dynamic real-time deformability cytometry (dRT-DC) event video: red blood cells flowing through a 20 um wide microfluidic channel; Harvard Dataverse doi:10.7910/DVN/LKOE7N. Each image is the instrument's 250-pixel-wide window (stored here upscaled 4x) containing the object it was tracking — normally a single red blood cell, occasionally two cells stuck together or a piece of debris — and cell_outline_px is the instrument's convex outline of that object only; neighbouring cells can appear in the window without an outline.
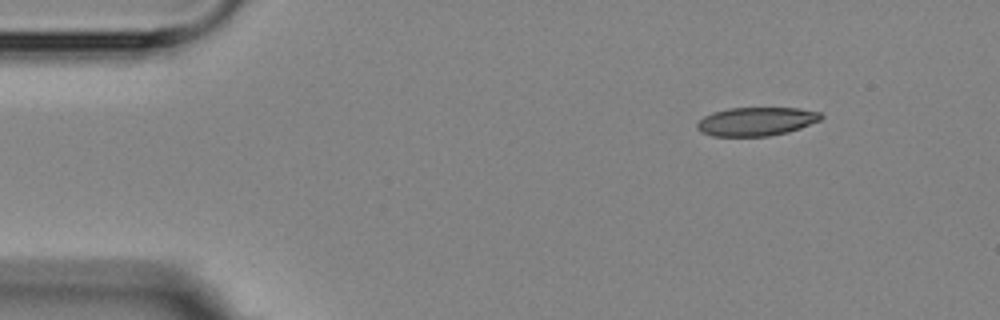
{"species": "Egyptian fruit bat (a non-hibernating species)", "species_latin": "Rousettus aegyptiacus", "temperature_condition": "room temperature", "stored_images_in_passage": 8, "camera_frame_rate_fps": 3000, "um_per_image_px": 0.085, "animal": {"sex": "female"}, "frame": {"image": 1, "passage_image": 1, "time_ms": 0.0, "image_size_px": [1000, 320], "cell_outline_px": [[824, 116], [820, 120], [800, 128], [788, 132], [768, 136], [712, 136], [700, 132], [696, 128], [696, 124], [704, 116], [712, 112], [728, 108], [800, 108], [820, 112]], "centroid_in_image_um": [64.27, 10.32], "position_along_channel_um": 20.7, "area_um2": 20.75}}
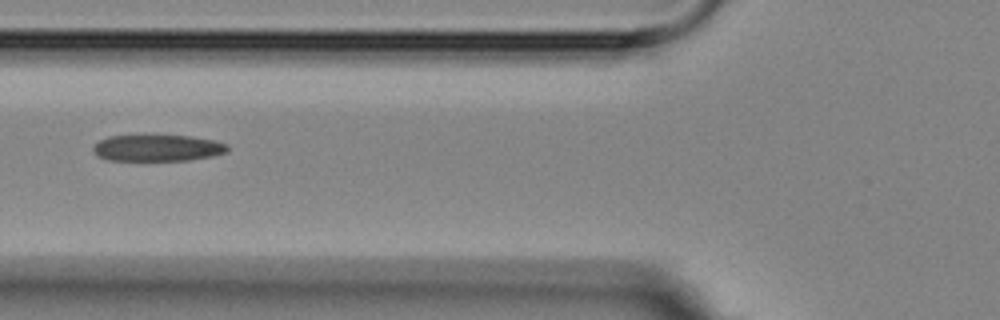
{"frame": {"image": 2, "passage_image": 5, "time_ms": 4.667, "image_size_px": [1000, 320], "cell_outline_px": [[228, 152], [212, 156], [188, 160], [108, 160], [96, 156], [92, 152], [92, 148], [100, 140], [108, 136], [192, 136], [212, 140], [228, 144]], "centroid_in_image_um": [13.38, 12.58], "position_along_channel_um": 112.4, "area_um2": 20.63}}
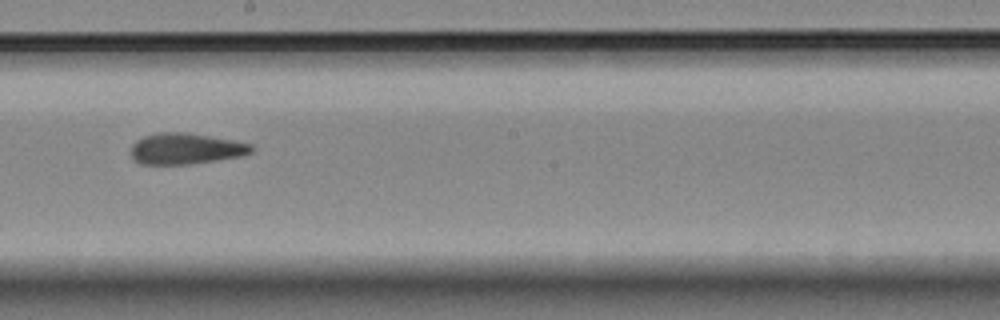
{"frame": {"image": 3, "passage_image": 8, "time_ms": 8.0, "image_size_px": [1000, 320], "cell_outline_px": [[256, 148], [252, 152], [244, 156], [192, 164], [140, 164], [132, 160], [132, 144], [136, 140], [144, 136], [160, 132], [184, 132], [232, 140], [252, 144]], "centroid_in_image_um": [15.81, 12.65], "position_along_channel_um": 232.4, "area_um2": 21.96}}